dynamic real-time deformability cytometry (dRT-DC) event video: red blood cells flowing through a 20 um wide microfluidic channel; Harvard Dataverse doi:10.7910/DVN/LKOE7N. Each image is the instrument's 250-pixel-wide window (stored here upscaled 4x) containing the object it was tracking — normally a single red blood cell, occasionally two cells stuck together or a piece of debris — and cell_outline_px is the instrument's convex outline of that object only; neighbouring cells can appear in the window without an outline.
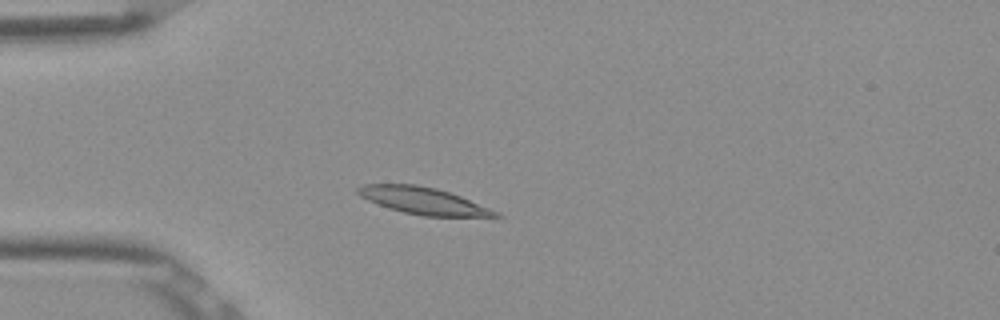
{"species": "Egyptian fruit bat (a non-hibernating species)", "species_latin": "Rousettus aegyptiacus", "temperature_condition": "room temperature", "stored_images_in_passage": 4, "camera_frame_rate_fps": 3000, "um_per_image_px": 0.085, "frame": {"image": 1, "passage_image": 4, "time_ms": 1.0, "image_size_px": [1000, 320], "cell_outline_px": [[504, 216], [424, 216], [404, 212], [388, 208], [368, 200], [360, 196], [356, 192], [356, 188], [364, 184], [416, 184], [436, 188], [460, 196], [500, 212]], "centroid_in_image_um": [35.96, 17.06], "position_along_channel_um": 49.0, "area_um2": 21.39}}